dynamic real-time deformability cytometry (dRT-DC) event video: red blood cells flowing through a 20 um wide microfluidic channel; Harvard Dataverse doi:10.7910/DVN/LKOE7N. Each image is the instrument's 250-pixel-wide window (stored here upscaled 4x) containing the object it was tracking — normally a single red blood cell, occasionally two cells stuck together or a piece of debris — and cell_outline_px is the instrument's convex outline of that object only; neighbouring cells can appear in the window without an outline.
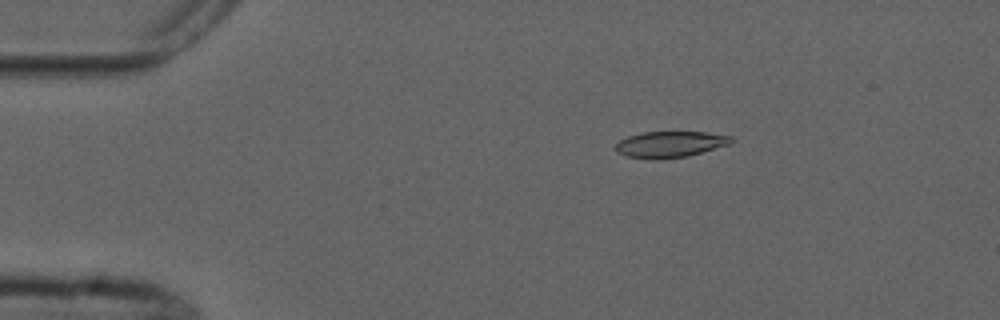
{"species": "common noctule bat (a hibernating species)", "species_latin": "Nyctalus noctula", "temperature_condition": "cold", "stored_images_in_passage": 3, "camera_frame_rate_fps": 3000, "um_per_image_px": 0.085, "animal": {"sex": "male", "forearm_length_mm": 52.5}, "frame": {"image": 1, "passage_image": 2, "time_ms": 2.333, "image_size_px": [1000, 320], "cell_outline_px": [[732, 144], [688, 156], [660, 160], [652, 160], [628, 156], [616, 152], [612, 148], [620, 140], [628, 136], [640, 132], [708, 132], [732, 136]], "centroid_in_image_um": [56.95, 12.27], "position_along_channel_um": 28.1, "area_um2": 17.98}}